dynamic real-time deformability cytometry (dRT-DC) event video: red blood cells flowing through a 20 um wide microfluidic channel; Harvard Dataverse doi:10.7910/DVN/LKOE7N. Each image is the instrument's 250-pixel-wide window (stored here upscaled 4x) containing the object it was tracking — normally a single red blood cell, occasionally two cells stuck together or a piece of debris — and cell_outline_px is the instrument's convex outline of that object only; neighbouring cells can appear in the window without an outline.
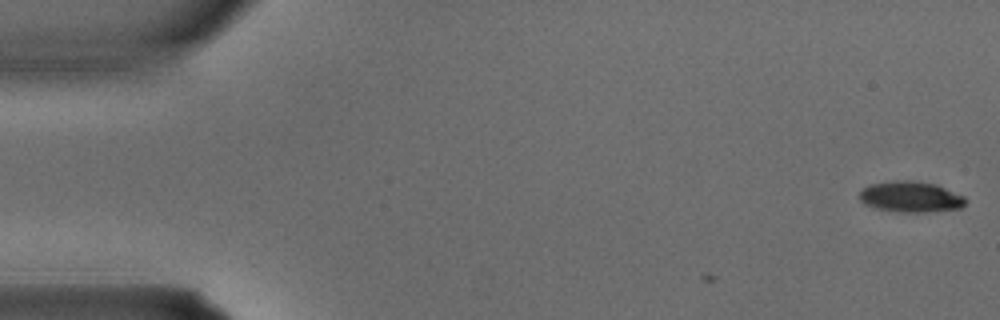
{"species": "common noctule bat (a hibernating species)", "species_latin": "Nyctalus noctula", "temperature_condition": "warm", "stored_images_in_passage": 3, "camera_frame_rate_fps": 3000, "um_per_image_px": 0.085, "animal": {"sex": "male", "body_mass_g": 15.6}, "frame": {"image": 1, "passage_image": 1, "time_ms": 0.0, "image_size_px": [1000, 320], "cell_outline_px": [[968, 200], [960, 208], [924, 212], [900, 212], [872, 208], [864, 204], [860, 200], [860, 192], [868, 184], [892, 180], [912, 180], [936, 184], [964, 196]], "centroid_in_image_um": [77.38, 16.72], "position_along_channel_um": 7.6, "area_um2": 19.25}}